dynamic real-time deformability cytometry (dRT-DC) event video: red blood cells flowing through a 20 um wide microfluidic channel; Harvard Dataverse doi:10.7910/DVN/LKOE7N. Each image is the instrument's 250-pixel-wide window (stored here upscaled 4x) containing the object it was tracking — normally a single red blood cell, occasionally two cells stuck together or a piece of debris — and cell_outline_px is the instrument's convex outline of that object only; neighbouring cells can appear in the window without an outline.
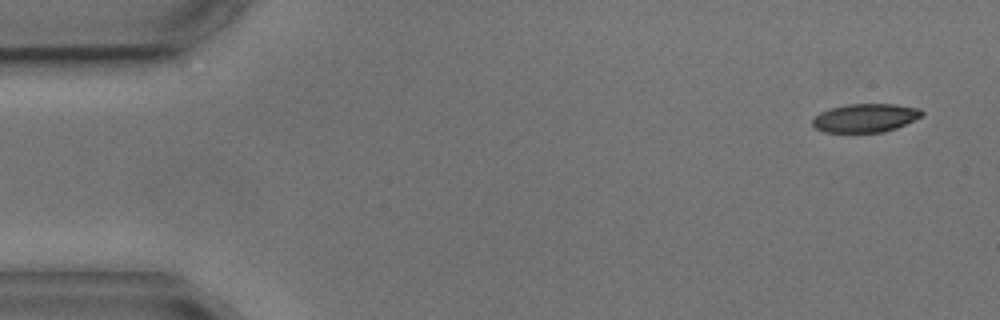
{"species": "common noctule bat (a hibernating species)", "species_latin": "Nyctalus noctula", "temperature_condition": "cold", "stored_images_in_passage": 4, "camera_frame_rate_fps": 3000, "um_per_image_px": 0.085, "animal": {"sex": "male", "body_mass_g": 17.9, "forearm_length_mm": 54.2}, "frame": {"image": 1, "passage_image": 1, "time_ms": 0.0, "image_size_px": [1000, 320], "cell_outline_px": [[924, 112], [920, 116], [896, 128], [884, 132], [824, 132], [816, 128], [812, 124], [812, 120], [820, 112], [832, 108], [848, 104], [892, 104], [920, 108]], "centroid_in_image_um": [73.53, 10.02], "position_along_channel_um": 11.5, "area_um2": 17.92}}
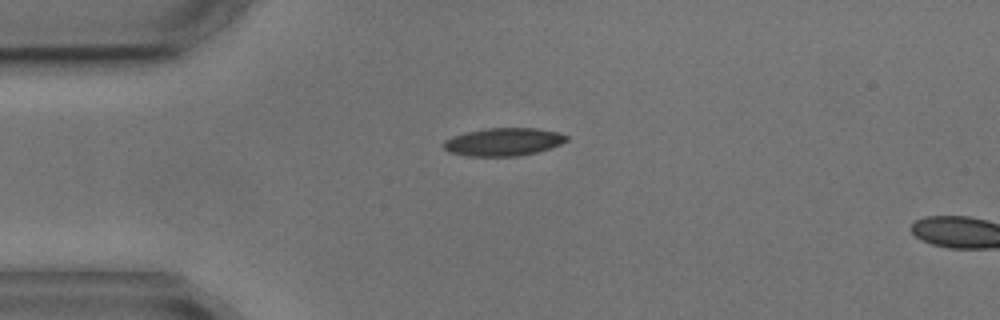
{"frame": {"image": 2, "passage_image": 3, "time_ms": 3.333, "image_size_px": [1000, 320], "cell_outline_px": [[568, 140], [552, 148], [520, 156], [468, 156], [448, 152], [444, 148], [444, 140], [452, 136], [464, 132], [488, 128], [536, 128], [556, 132], [568, 136]], "centroid_in_image_um": [42.78, 12.06], "position_along_channel_um": 42.2, "area_um2": 20.06}}